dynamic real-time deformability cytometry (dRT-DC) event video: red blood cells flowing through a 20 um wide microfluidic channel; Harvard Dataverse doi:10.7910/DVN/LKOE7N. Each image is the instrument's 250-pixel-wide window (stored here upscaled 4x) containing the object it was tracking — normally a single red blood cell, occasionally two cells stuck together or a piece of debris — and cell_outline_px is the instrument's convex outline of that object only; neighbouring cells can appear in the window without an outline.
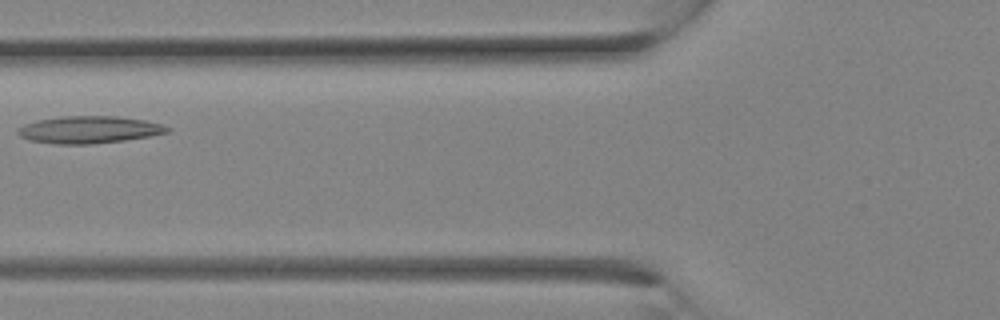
{"species": "Egyptian fruit bat (a non-hibernating species)", "species_latin": "Rousettus aegyptiacus", "temperature_condition": "room temperature", "stored_images_in_passage": 15, "camera_frame_rate_fps": 3000, "um_per_image_px": 0.085, "animal": {"sex": "female"}, "frame": {"image": 1, "passage_image": 7, "time_ms": 2.0, "image_size_px": [1000, 320], "cell_outline_px": [[172, 128], [168, 132], [152, 136], [124, 140], [88, 144], [56, 144], [28, 140], [20, 136], [16, 132], [24, 124], [40, 120], [60, 116], [116, 116], [144, 120], [164, 124]], "centroid_in_image_um": [7.61, 11.02], "position_along_channel_um": 118.2, "area_um2": 23.7}}
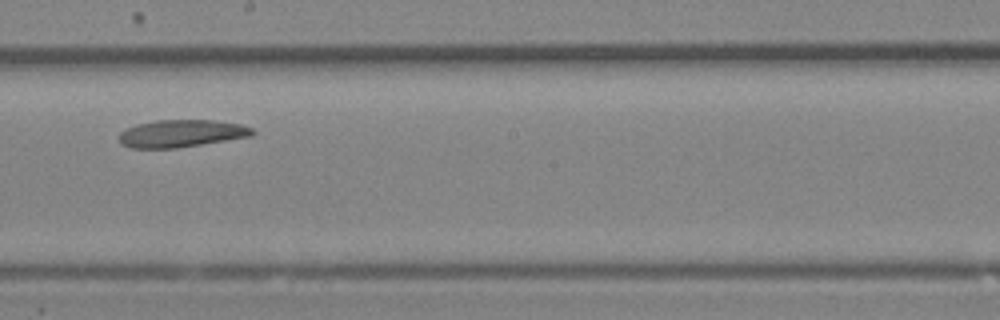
{"frame": {"image": 2, "passage_image": 12, "time_ms": 3.667, "image_size_px": [1000, 320], "cell_outline_px": [[256, 132], [252, 136], [176, 148], [128, 148], [120, 144], [120, 132], [124, 128], [136, 124], [156, 120], [212, 120], [240, 124], [252, 128]], "centroid_in_image_um": [15.38, 11.34], "position_along_channel_um": 232.8, "area_um2": 21.39}}
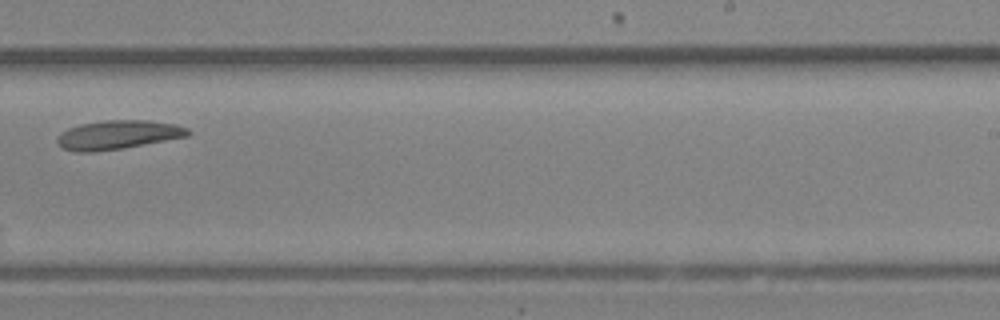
{"frame": {"image": 3, "passage_image": 14, "time_ms": 4.333, "image_size_px": [1000, 320], "cell_outline_px": [[192, 132], [188, 136], [124, 148], [92, 152], [72, 152], [64, 148], [56, 140], [60, 132], [68, 128], [80, 124], [104, 120], [148, 120], [176, 124], [188, 128]], "centroid_in_image_um": [10.03, 11.45], "position_along_channel_um": 279.0, "area_um2": 22.14}}